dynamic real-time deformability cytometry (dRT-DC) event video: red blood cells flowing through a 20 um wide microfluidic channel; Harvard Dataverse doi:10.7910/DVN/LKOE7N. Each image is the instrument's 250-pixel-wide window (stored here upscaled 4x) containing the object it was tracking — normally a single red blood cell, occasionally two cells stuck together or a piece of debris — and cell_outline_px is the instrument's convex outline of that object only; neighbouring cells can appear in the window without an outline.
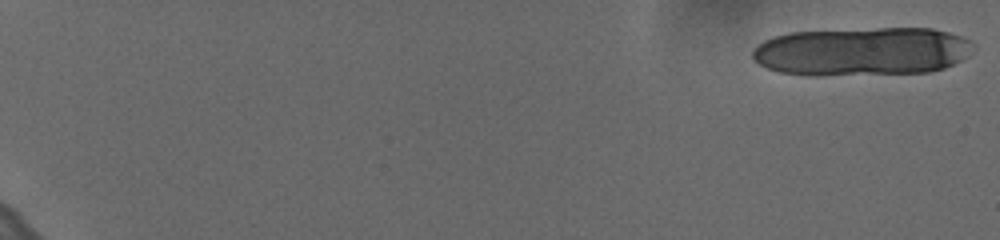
{"species": "human", "species_latin": "Homo sapiens", "temperature_condition": "cold", "stored_images_in_passage": 14, "camera_frame_rate_fps": 3000, "um_per_image_px": 0.085, "donor": {"sex": "female"}, "frame": {"image": 1, "passage_image": 1, "time_ms": 0.0, "image_size_px": [1000, 240], "cell_outline_px": [[976, 48], [968, 56], [944, 68], [928, 72], [824, 76], [808, 76], [780, 72], [768, 68], [760, 64], [752, 56], [752, 52], [764, 40], [776, 36], [792, 32], [880, 28], [932, 28], [948, 32], [972, 40]], "centroid_in_image_um": [73.33, 4.38], "position_along_channel_um": 11.7, "area_um2": 62.77}}
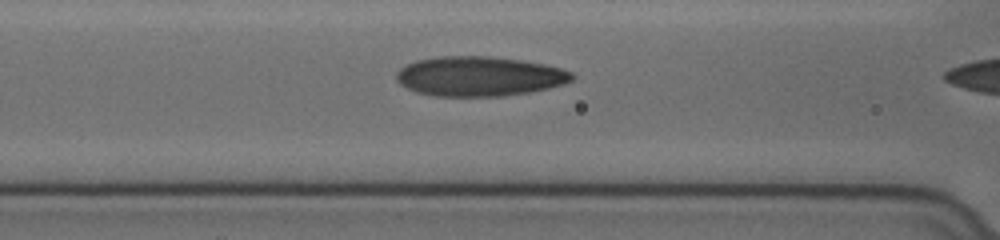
{"frame": {"image": 2, "passage_image": 13, "time_ms": 4.0, "image_size_px": [1000, 240], "cell_outline_px": [[576, 76], [572, 80], [564, 84], [532, 92], [504, 96], [436, 96], [416, 92], [400, 84], [396, 80], [396, 72], [404, 64], [416, 60], [436, 56], [488, 56], [520, 60], [544, 64], [560, 68], [572, 72]], "centroid_in_image_um": [40.73, 6.48], "position_along_channel_um": 125.9, "area_um2": 40.92}}